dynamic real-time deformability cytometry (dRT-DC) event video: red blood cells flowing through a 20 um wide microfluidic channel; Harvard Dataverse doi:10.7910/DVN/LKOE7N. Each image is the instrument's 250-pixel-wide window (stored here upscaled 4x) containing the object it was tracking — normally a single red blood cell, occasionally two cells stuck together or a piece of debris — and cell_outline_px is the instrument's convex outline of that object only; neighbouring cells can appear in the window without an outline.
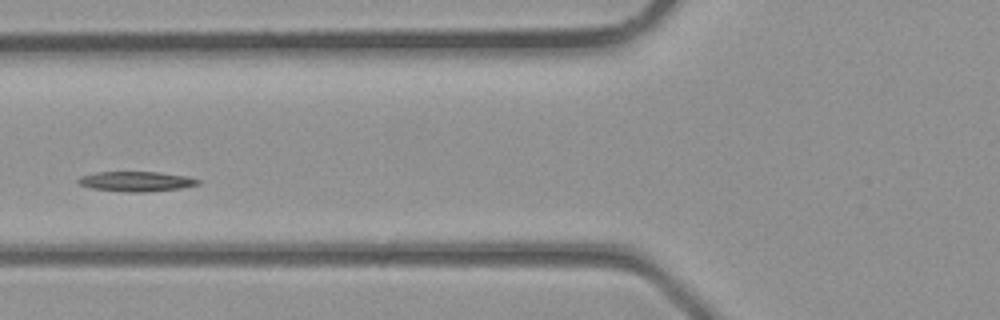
{"species": "common noctule bat (a hibernating species)", "species_latin": "Nyctalus noctula", "temperature_condition": "room temperature", "stored_images_in_passage": 2, "camera_frame_rate_fps": 3000, "um_per_image_px": 0.085, "animal": {"sex": "male", "body_mass_g": 23.1, "forearm_length_mm": 52.7}, "frame": {"image": 1, "passage_image": 2, "time_ms": 0.333, "image_size_px": [1000, 320], "cell_outline_px": [[200, 184], [180, 188], [144, 192], [128, 192], [92, 188], [80, 184], [76, 180], [80, 176], [96, 172], [160, 172], [188, 176], [200, 180]], "centroid_in_image_um": [11.59, 15.41], "position_along_channel_um": 114.2, "area_um2": 13.87}}